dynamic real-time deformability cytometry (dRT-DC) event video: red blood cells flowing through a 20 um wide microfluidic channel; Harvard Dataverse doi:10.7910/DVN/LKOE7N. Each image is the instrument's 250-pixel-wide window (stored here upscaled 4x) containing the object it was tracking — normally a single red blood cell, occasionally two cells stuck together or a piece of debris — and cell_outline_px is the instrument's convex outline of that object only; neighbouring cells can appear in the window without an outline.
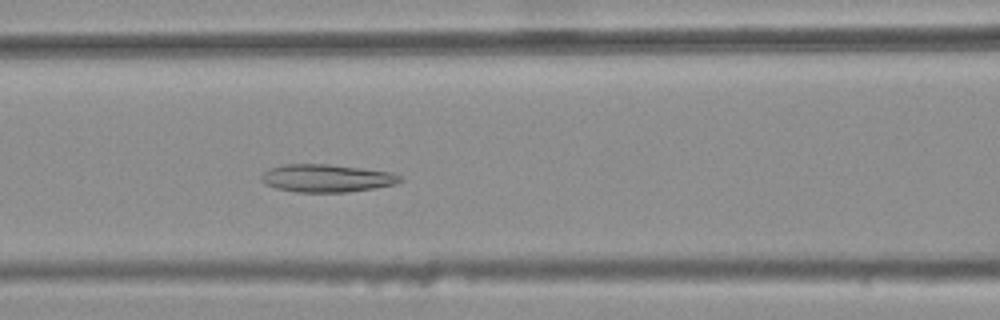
{"species": "common noctule bat (a hibernating species)", "species_latin": "Nyctalus noctula", "temperature_condition": "warm", "stored_images_in_passage": 32, "camera_frame_rate_fps": 3000, "um_per_image_px": 0.085, "animal": {"sex": "female", "body_mass_g": 25.1}, "frame": {"image": 1, "passage_image": 10, "time_ms": 3.0, "image_size_px": [1000, 320], "cell_outline_px": [[404, 180], [396, 184], [376, 188], [348, 192], [296, 192], [276, 188], [264, 184], [260, 180], [260, 176], [268, 168], [284, 164], [328, 164], [392, 172], [404, 176]], "centroid_in_image_um": [27.78, 15.15], "position_along_channel_um": 138.8, "area_um2": 22.77}}
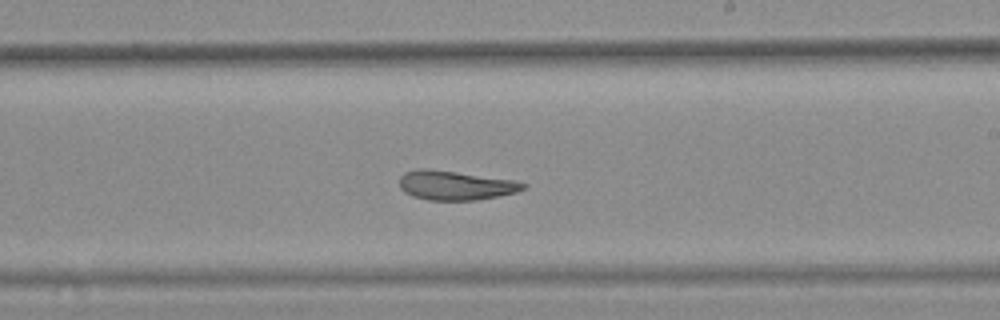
{"frame": {"image": 2, "passage_image": 19, "time_ms": 6.0, "image_size_px": [1000, 320], "cell_outline_px": [[528, 184], [524, 188], [516, 192], [476, 200], [428, 200], [412, 196], [404, 192], [400, 188], [400, 176], [404, 172], [416, 168], [428, 168], [516, 180]], "centroid_in_image_um": [38.68, 15.74], "position_along_channel_um": 250.3, "area_um2": 21.21}}
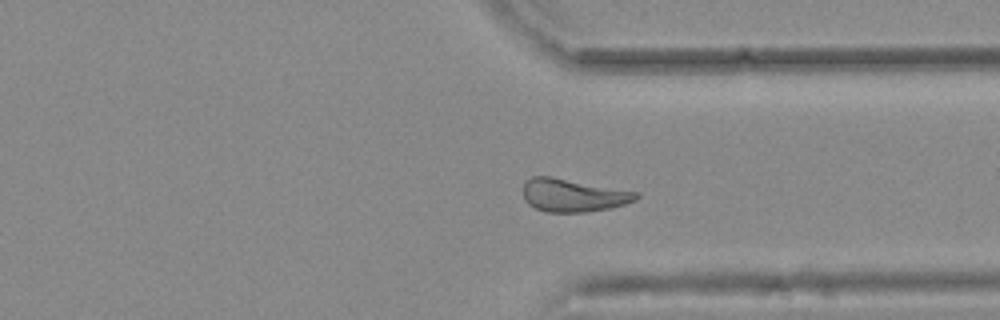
{"frame": {"image": 3, "passage_image": 28, "time_ms": 9.0, "image_size_px": [1000, 320], "cell_outline_px": [[640, 196], [636, 200], [624, 204], [608, 208], [584, 212], [544, 212], [528, 204], [524, 200], [524, 180], [532, 176], [552, 176], [640, 192]], "centroid_in_image_um": [48.71, 16.58], "position_along_channel_um": 362.7, "area_um2": 21.91}, "authors_computed_cell_mechanics": {"area_um2": 21.8484, "velocity_mm_per_s": 3.7262, "shape_relaxation_time_tau1_ms": null, "shape_relaxation_time_tau2_ms": 3.0817, "deformation_change_tau1": null, "deformation_change_tau2": 0.1004}}